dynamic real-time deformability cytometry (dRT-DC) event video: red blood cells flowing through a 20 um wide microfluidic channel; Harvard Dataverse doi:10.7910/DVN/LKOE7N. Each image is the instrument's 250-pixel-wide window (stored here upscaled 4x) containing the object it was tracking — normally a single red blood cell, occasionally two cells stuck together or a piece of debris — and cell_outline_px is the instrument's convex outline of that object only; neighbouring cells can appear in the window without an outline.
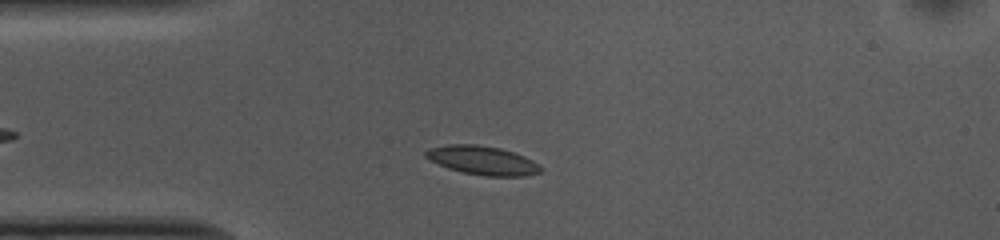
{"species": "common noctule bat (a hibernating species)", "species_latin": "Nyctalus noctula", "temperature_condition": "cold", "stored_images_in_passage": 48, "camera_frame_rate_fps": 3000, "um_per_image_px": 0.085, "animal": {"sex": "female", "body_mass_g": 10.0, "forearm_length_mm": 53.1}, "frame": {"image": 1, "passage_image": 7, "time_ms": 2.0, "image_size_px": [1000, 240], "cell_outline_px": [[544, 168], [540, 172], [524, 176], [484, 176], [460, 172], [448, 168], [424, 156], [424, 152], [428, 148], [448, 144], [476, 144], [500, 148], [524, 156], [540, 164]], "centroid_in_image_um": [41.02, 13.63], "position_along_channel_um": 44.0, "area_um2": 19.36}}
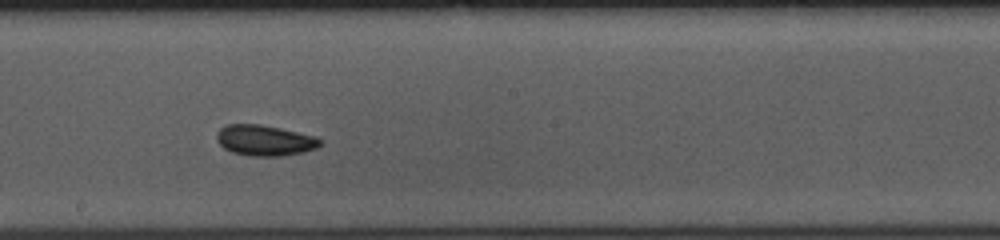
{"frame": {"image": 2, "passage_image": 23, "time_ms": 7.333, "image_size_px": [1000, 240], "cell_outline_px": [[324, 144], [316, 148], [304, 152], [284, 156], [248, 156], [232, 152], [224, 148], [216, 140], [216, 132], [220, 128], [228, 124], [260, 124], [280, 128], [316, 136], [324, 140]], "centroid_in_image_um": [22.53, 11.94], "position_along_channel_um": 225.7, "area_um2": 18.84}}
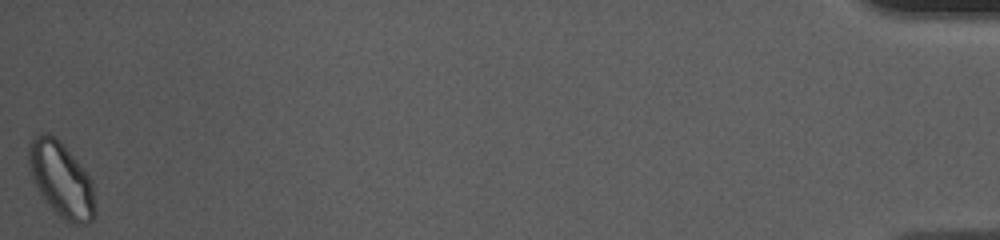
{"frame": {"image": 3, "passage_image": 48, "time_ms": 15.667, "image_size_px": [1000, 240], "cell_outline_px": [[96, 212], [92, 220], [88, 224], [72, 224], [60, 216], [40, 196], [32, 180], [28, 160], [28, 144], [32, 136], [40, 132], [48, 132], [60, 140], [92, 180]], "centroid_in_image_um": [5.18, 15.24], "position_along_channel_um": 430.0, "area_um2": 29.3}}